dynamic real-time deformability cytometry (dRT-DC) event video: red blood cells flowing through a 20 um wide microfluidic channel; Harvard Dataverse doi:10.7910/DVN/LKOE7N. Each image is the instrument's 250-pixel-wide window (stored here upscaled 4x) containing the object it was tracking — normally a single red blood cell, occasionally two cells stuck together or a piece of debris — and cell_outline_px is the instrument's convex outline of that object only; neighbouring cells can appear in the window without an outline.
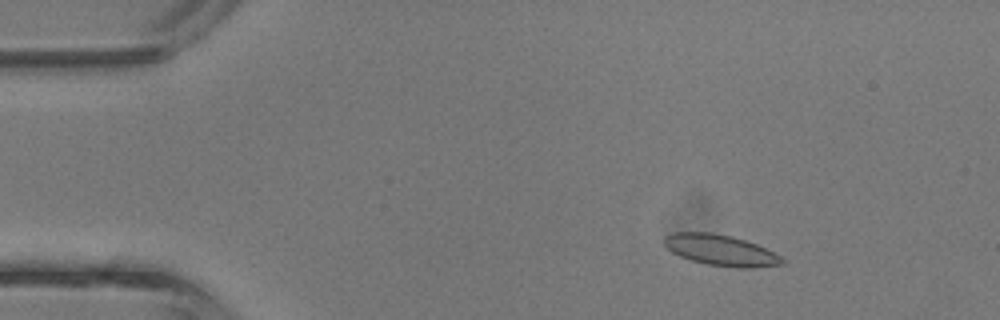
{"species": "common noctule bat (a hibernating species)", "species_latin": "Nyctalus noctula", "temperature_condition": "room temperature", "stored_images_in_passage": 41, "camera_frame_rate_fps": 3000, "um_per_image_px": 0.085, "animal": {"sex": "male", "body_mass_g": 13.3}, "frame": {"image": 1, "passage_image": 6, "time_ms": 1.667, "image_size_px": [1000, 320], "cell_outline_px": [[784, 264], [752, 268], [736, 268], [708, 264], [692, 260], [680, 256], [672, 252], [664, 244], [664, 236], [672, 232], [712, 232], [732, 236], [756, 244], [784, 256]], "centroid_in_image_um": [61.29, 21.26], "position_along_channel_um": 23.7, "area_um2": 21.39}}
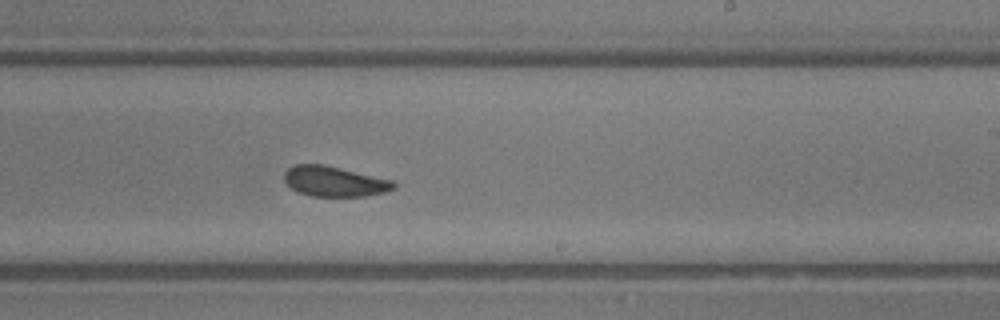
{"frame": {"image": 2, "passage_image": 25, "time_ms": 8.0, "image_size_px": [1000, 320], "cell_outline_px": [[396, 188], [384, 192], [368, 196], [312, 196], [296, 192], [284, 180], [284, 172], [292, 164], [320, 164], [392, 180], [396, 184]], "centroid_in_image_um": [28.39, 15.43], "position_along_channel_um": 260.6, "area_um2": 19.13}}
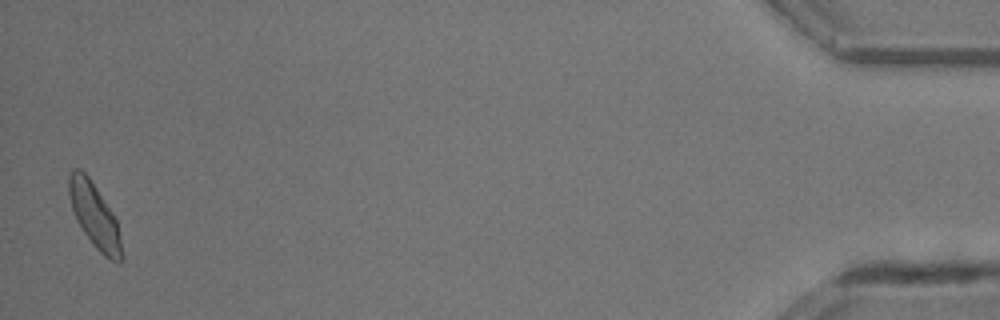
{"frame": {"image": 3, "passage_image": 41, "time_ms": 13.333, "image_size_px": [1000, 320], "cell_outline_px": [[124, 260], [120, 264], [104, 256], [96, 248], [84, 232], [76, 220], [72, 208], [68, 192], [68, 176], [72, 168], [80, 168], [88, 176], [112, 212], [116, 220], [120, 236], [124, 256]], "centroid_in_image_um": [8.04, 18.34], "position_along_channel_um": 427.2, "area_um2": 19.83}, "authors_computed_cell_mechanics": {"area_um2": 19.8254, "velocity_mm_per_s": 4.9396, "shape_relaxation_time_tau1_ms": 3.5291, "shape_relaxation_time_tau2_ms": 1.0204, "deformation_change_tau1": 0.0847, "deformation_change_tau2": 0.0681}}